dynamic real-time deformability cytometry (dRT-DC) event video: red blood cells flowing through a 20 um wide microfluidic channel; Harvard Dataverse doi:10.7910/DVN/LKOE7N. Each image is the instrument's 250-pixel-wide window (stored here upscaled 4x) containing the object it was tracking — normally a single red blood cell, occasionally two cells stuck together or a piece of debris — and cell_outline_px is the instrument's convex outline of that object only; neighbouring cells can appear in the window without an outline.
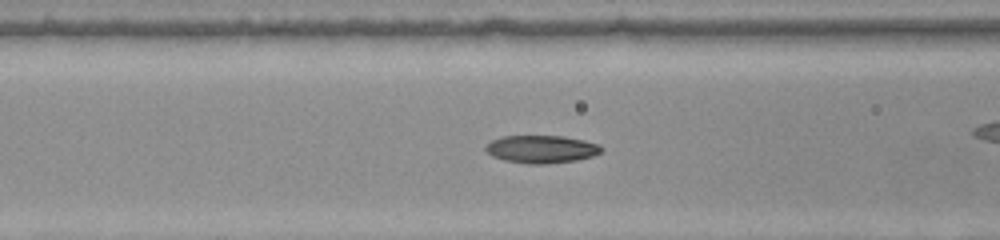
{"species": "common noctule bat (a hibernating species)", "species_latin": "Nyctalus noctula", "temperature_condition": "warm", "stored_images_in_passage": 49, "camera_frame_rate_fps": 3000, "um_per_image_px": 0.085, "animal": {"sex": "female", "body_mass_g": 22.0, "forearm_length_mm": 56.7}, "frame": {"image": 1, "passage_image": 19, "time_ms": 6.0, "image_size_px": [1000, 240], "cell_outline_px": [[604, 148], [600, 152], [592, 156], [576, 160], [548, 164], [524, 164], [504, 160], [492, 156], [484, 148], [492, 140], [500, 136], [564, 136], [584, 140], [600, 144]], "centroid_in_image_um": [46.03, 12.68], "position_along_channel_um": 120.6, "area_um2": 18.84}}
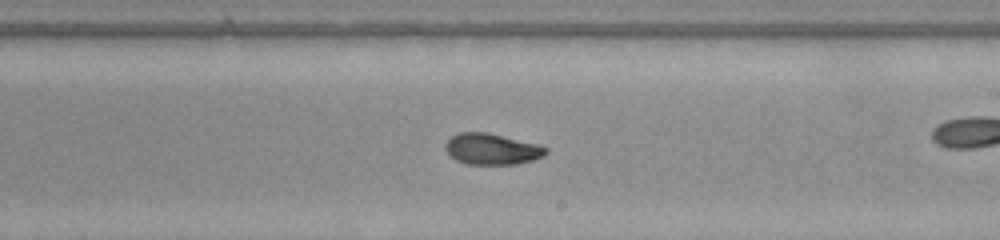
{"frame": {"image": 2, "passage_image": 28, "time_ms": 9.0, "image_size_px": [1000, 240], "cell_outline_px": [[548, 152], [544, 156], [532, 160], [516, 164], [468, 164], [456, 160], [444, 148], [444, 144], [452, 136], [460, 132], [484, 132], [536, 144], [548, 148]], "centroid_in_image_um": [41.8, 12.68], "position_along_channel_um": 247.2, "area_um2": 17.92}}
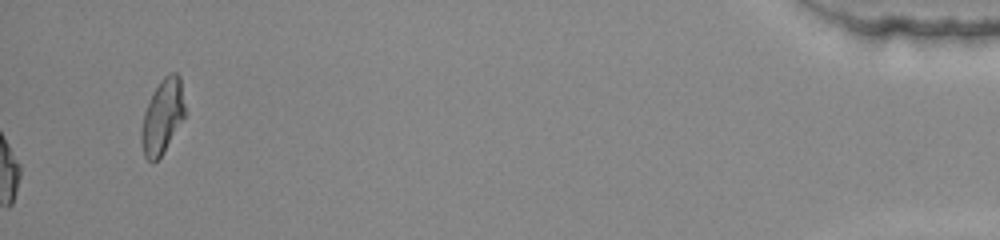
{"frame": {"image": 3, "passage_image": 49, "time_ms": 16.0, "image_size_px": [1000, 240], "cell_outline_px": [[188, 112], [164, 152], [152, 164], [144, 156], [140, 140], [140, 128], [144, 112], [152, 92], [160, 80], [168, 72], [176, 72], [180, 76]], "centroid_in_image_um": [13.83, 9.88], "position_along_channel_um": 421.4, "area_um2": 19.65}}